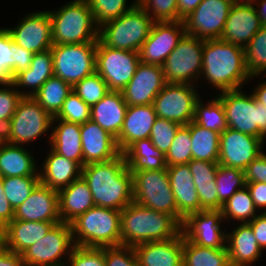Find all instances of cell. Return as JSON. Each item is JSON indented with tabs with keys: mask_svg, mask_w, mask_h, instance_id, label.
Returning <instances> with one entry per match:
<instances>
[{
	"mask_svg": "<svg viewBox=\"0 0 266 266\" xmlns=\"http://www.w3.org/2000/svg\"><path fill=\"white\" fill-rule=\"evenodd\" d=\"M217 94L223 103L227 126L266 143V106L242 88Z\"/></svg>",
	"mask_w": 266,
	"mask_h": 266,
	"instance_id": "obj_6",
	"label": "cell"
},
{
	"mask_svg": "<svg viewBox=\"0 0 266 266\" xmlns=\"http://www.w3.org/2000/svg\"><path fill=\"white\" fill-rule=\"evenodd\" d=\"M191 146L190 129L186 125H181L166 153L167 166L188 164L192 160Z\"/></svg>",
	"mask_w": 266,
	"mask_h": 266,
	"instance_id": "obj_47",
	"label": "cell"
},
{
	"mask_svg": "<svg viewBox=\"0 0 266 266\" xmlns=\"http://www.w3.org/2000/svg\"><path fill=\"white\" fill-rule=\"evenodd\" d=\"M4 142V131L3 129L0 127V145Z\"/></svg>",
	"mask_w": 266,
	"mask_h": 266,
	"instance_id": "obj_65",
	"label": "cell"
},
{
	"mask_svg": "<svg viewBox=\"0 0 266 266\" xmlns=\"http://www.w3.org/2000/svg\"><path fill=\"white\" fill-rule=\"evenodd\" d=\"M13 52V78L20 72L25 71L31 64L34 53L17 45L11 38Z\"/></svg>",
	"mask_w": 266,
	"mask_h": 266,
	"instance_id": "obj_56",
	"label": "cell"
},
{
	"mask_svg": "<svg viewBox=\"0 0 266 266\" xmlns=\"http://www.w3.org/2000/svg\"><path fill=\"white\" fill-rule=\"evenodd\" d=\"M36 157L26 146L0 145V177L39 176Z\"/></svg>",
	"mask_w": 266,
	"mask_h": 266,
	"instance_id": "obj_34",
	"label": "cell"
},
{
	"mask_svg": "<svg viewBox=\"0 0 266 266\" xmlns=\"http://www.w3.org/2000/svg\"><path fill=\"white\" fill-rule=\"evenodd\" d=\"M188 165L194 179L201 210H218V193L215 182L218 162L192 159Z\"/></svg>",
	"mask_w": 266,
	"mask_h": 266,
	"instance_id": "obj_35",
	"label": "cell"
},
{
	"mask_svg": "<svg viewBox=\"0 0 266 266\" xmlns=\"http://www.w3.org/2000/svg\"><path fill=\"white\" fill-rule=\"evenodd\" d=\"M95 206L121 211L133 202L132 173L124 154L112 160L91 163L82 167Z\"/></svg>",
	"mask_w": 266,
	"mask_h": 266,
	"instance_id": "obj_2",
	"label": "cell"
},
{
	"mask_svg": "<svg viewBox=\"0 0 266 266\" xmlns=\"http://www.w3.org/2000/svg\"><path fill=\"white\" fill-rule=\"evenodd\" d=\"M223 222L226 220L221 210H201L183 220L181 232L187 240L200 247L226 248L227 229L222 227Z\"/></svg>",
	"mask_w": 266,
	"mask_h": 266,
	"instance_id": "obj_16",
	"label": "cell"
},
{
	"mask_svg": "<svg viewBox=\"0 0 266 266\" xmlns=\"http://www.w3.org/2000/svg\"><path fill=\"white\" fill-rule=\"evenodd\" d=\"M245 64L250 80L266 76V26H262L244 47Z\"/></svg>",
	"mask_w": 266,
	"mask_h": 266,
	"instance_id": "obj_42",
	"label": "cell"
},
{
	"mask_svg": "<svg viewBox=\"0 0 266 266\" xmlns=\"http://www.w3.org/2000/svg\"><path fill=\"white\" fill-rule=\"evenodd\" d=\"M185 34L183 21L154 22L139 50L140 61L162 66Z\"/></svg>",
	"mask_w": 266,
	"mask_h": 266,
	"instance_id": "obj_19",
	"label": "cell"
},
{
	"mask_svg": "<svg viewBox=\"0 0 266 266\" xmlns=\"http://www.w3.org/2000/svg\"><path fill=\"white\" fill-rule=\"evenodd\" d=\"M121 245L134 247L177 237L181 224L170 214L157 212L136 202L121 210Z\"/></svg>",
	"mask_w": 266,
	"mask_h": 266,
	"instance_id": "obj_3",
	"label": "cell"
},
{
	"mask_svg": "<svg viewBox=\"0 0 266 266\" xmlns=\"http://www.w3.org/2000/svg\"><path fill=\"white\" fill-rule=\"evenodd\" d=\"M14 219L32 222H61L58 191L39 183L30 196L14 210Z\"/></svg>",
	"mask_w": 266,
	"mask_h": 266,
	"instance_id": "obj_21",
	"label": "cell"
},
{
	"mask_svg": "<svg viewBox=\"0 0 266 266\" xmlns=\"http://www.w3.org/2000/svg\"><path fill=\"white\" fill-rule=\"evenodd\" d=\"M203 43L204 40L191 35L182 37L162 65L166 83L197 86L202 71Z\"/></svg>",
	"mask_w": 266,
	"mask_h": 266,
	"instance_id": "obj_10",
	"label": "cell"
},
{
	"mask_svg": "<svg viewBox=\"0 0 266 266\" xmlns=\"http://www.w3.org/2000/svg\"><path fill=\"white\" fill-rule=\"evenodd\" d=\"M52 120L53 117L33 97H22L10 122L3 129L4 141L29 147L31 142L49 133V137L45 138L50 144Z\"/></svg>",
	"mask_w": 266,
	"mask_h": 266,
	"instance_id": "obj_8",
	"label": "cell"
},
{
	"mask_svg": "<svg viewBox=\"0 0 266 266\" xmlns=\"http://www.w3.org/2000/svg\"><path fill=\"white\" fill-rule=\"evenodd\" d=\"M81 124L62 119L52 120L50 147L67 159L83 167Z\"/></svg>",
	"mask_w": 266,
	"mask_h": 266,
	"instance_id": "obj_33",
	"label": "cell"
},
{
	"mask_svg": "<svg viewBox=\"0 0 266 266\" xmlns=\"http://www.w3.org/2000/svg\"><path fill=\"white\" fill-rule=\"evenodd\" d=\"M246 187L249 190L253 199L255 208L260 213L266 212V183L262 182H250L246 183ZM263 209V210H262Z\"/></svg>",
	"mask_w": 266,
	"mask_h": 266,
	"instance_id": "obj_57",
	"label": "cell"
},
{
	"mask_svg": "<svg viewBox=\"0 0 266 266\" xmlns=\"http://www.w3.org/2000/svg\"><path fill=\"white\" fill-rule=\"evenodd\" d=\"M74 91L88 106L92 107L110 92L107 83L95 71L72 86Z\"/></svg>",
	"mask_w": 266,
	"mask_h": 266,
	"instance_id": "obj_46",
	"label": "cell"
},
{
	"mask_svg": "<svg viewBox=\"0 0 266 266\" xmlns=\"http://www.w3.org/2000/svg\"><path fill=\"white\" fill-rule=\"evenodd\" d=\"M12 40L19 46L38 53L51 49L52 22L48 10L23 15L14 27H5Z\"/></svg>",
	"mask_w": 266,
	"mask_h": 266,
	"instance_id": "obj_17",
	"label": "cell"
},
{
	"mask_svg": "<svg viewBox=\"0 0 266 266\" xmlns=\"http://www.w3.org/2000/svg\"><path fill=\"white\" fill-rule=\"evenodd\" d=\"M14 219V209L5 195L0 177V232Z\"/></svg>",
	"mask_w": 266,
	"mask_h": 266,
	"instance_id": "obj_59",
	"label": "cell"
},
{
	"mask_svg": "<svg viewBox=\"0 0 266 266\" xmlns=\"http://www.w3.org/2000/svg\"><path fill=\"white\" fill-rule=\"evenodd\" d=\"M139 52L113 49L99 39L96 47V72L110 91H122L134 76L140 63Z\"/></svg>",
	"mask_w": 266,
	"mask_h": 266,
	"instance_id": "obj_13",
	"label": "cell"
},
{
	"mask_svg": "<svg viewBox=\"0 0 266 266\" xmlns=\"http://www.w3.org/2000/svg\"><path fill=\"white\" fill-rule=\"evenodd\" d=\"M60 222L23 221L13 219L1 232L0 243L17 254L43 238L49 230Z\"/></svg>",
	"mask_w": 266,
	"mask_h": 266,
	"instance_id": "obj_26",
	"label": "cell"
},
{
	"mask_svg": "<svg viewBox=\"0 0 266 266\" xmlns=\"http://www.w3.org/2000/svg\"><path fill=\"white\" fill-rule=\"evenodd\" d=\"M202 0H177V21H183L201 3Z\"/></svg>",
	"mask_w": 266,
	"mask_h": 266,
	"instance_id": "obj_61",
	"label": "cell"
},
{
	"mask_svg": "<svg viewBox=\"0 0 266 266\" xmlns=\"http://www.w3.org/2000/svg\"><path fill=\"white\" fill-rule=\"evenodd\" d=\"M180 126L181 125L179 123L174 121L157 117L153 124L149 138L151 139L153 145L166 155L170 149L176 131Z\"/></svg>",
	"mask_w": 266,
	"mask_h": 266,
	"instance_id": "obj_49",
	"label": "cell"
},
{
	"mask_svg": "<svg viewBox=\"0 0 266 266\" xmlns=\"http://www.w3.org/2000/svg\"><path fill=\"white\" fill-rule=\"evenodd\" d=\"M133 201L177 220L176 200L167 169L132 173Z\"/></svg>",
	"mask_w": 266,
	"mask_h": 266,
	"instance_id": "obj_9",
	"label": "cell"
},
{
	"mask_svg": "<svg viewBox=\"0 0 266 266\" xmlns=\"http://www.w3.org/2000/svg\"><path fill=\"white\" fill-rule=\"evenodd\" d=\"M39 183V176L2 177L5 195L14 210L30 196Z\"/></svg>",
	"mask_w": 266,
	"mask_h": 266,
	"instance_id": "obj_44",
	"label": "cell"
},
{
	"mask_svg": "<svg viewBox=\"0 0 266 266\" xmlns=\"http://www.w3.org/2000/svg\"><path fill=\"white\" fill-rule=\"evenodd\" d=\"M233 4L254 5L258 0H232Z\"/></svg>",
	"mask_w": 266,
	"mask_h": 266,
	"instance_id": "obj_64",
	"label": "cell"
},
{
	"mask_svg": "<svg viewBox=\"0 0 266 266\" xmlns=\"http://www.w3.org/2000/svg\"><path fill=\"white\" fill-rule=\"evenodd\" d=\"M227 229L226 248L229 256L230 266H251L263 257L262 249L259 247L253 230L248 223L238 224Z\"/></svg>",
	"mask_w": 266,
	"mask_h": 266,
	"instance_id": "obj_28",
	"label": "cell"
},
{
	"mask_svg": "<svg viewBox=\"0 0 266 266\" xmlns=\"http://www.w3.org/2000/svg\"><path fill=\"white\" fill-rule=\"evenodd\" d=\"M59 7L48 10L53 45L98 41L99 27L86 0H71Z\"/></svg>",
	"mask_w": 266,
	"mask_h": 266,
	"instance_id": "obj_4",
	"label": "cell"
},
{
	"mask_svg": "<svg viewBox=\"0 0 266 266\" xmlns=\"http://www.w3.org/2000/svg\"><path fill=\"white\" fill-rule=\"evenodd\" d=\"M245 183H266V153L262 152L244 170Z\"/></svg>",
	"mask_w": 266,
	"mask_h": 266,
	"instance_id": "obj_55",
	"label": "cell"
},
{
	"mask_svg": "<svg viewBox=\"0 0 266 266\" xmlns=\"http://www.w3.org/2000/svg\"><path fill=\"white\" fill-rule=\"evenodd\" d=\"M254 7L258 17L260 18L262 26H266V0H258L254 4Z\"/></svg>",
	"mask_w": 266,
	"mask_h": 266,
	"instance_id": "obj_63",
	"label": "cell"
},
{
	"mask_svg": "<svg viewBox=\"0 0 266 266\" xmlns=\"http://www.w3.org/2000/svg\"><path fill=\"white\" fill-rule=\"evenodd\" d=\"M261 27L254 5L233 4L220 39L245 47Z\"/></svg>",
	"mask_w": 266,
	"mask_h": 266,
	"instance_id": "obj_24",
	"label": "cell"
},
{
	"mask_svg": "<svg viewBox=\"0 0 266 266\" xmlns=\"http://www.w3.org/2000/svg\"><path fill=\"white\" fill-rule=\"evenodd\" d=\"M216 95V96H215ZM202 97L196 102L193 121L207 129L221 134L228 128L221 99L215 93L206 103Z\"/></svg>",
	"mask_w": 266,
	"mask_h": 266,
	"instance_id": "obj_40",
	"label": "cell"
},
{
	"mask_svg": "<svg viewBox=\"0 0 266 266\" xmlns=\"http://www.w3.org/2000/svg\"><path fill=\"white\" fill-rule=\"evenodd\" d=\"M97 42L53 45L54 76L73 86L93 74L96 71Z\"/></svg>",
	"mask_w": 266,
	"mask_h": 266,
	"instance_id": "obj_11",
	"label": "cell"
},
{
	"mask_svg": "<svg viewBox=\"0 0 266 266\" xmlns=\"http://www.w3.org/2000/svg\"><path fill=\"white\" fill-rule=\"evenodd\" d=\"M0 266H25L22 255L12 252L0 243Z\"/></svg>",
	"mask_w": 266,
	"mask_h": 266,
	"instance_id": "obj_60",
	"label": "cell"
},
{
	"mask_svg": "<svg viewBox=\"0 0 266 266\" xmlns=\"http://www.w3.org/2000/svg\"><path fill=\"white\" fill-rule=\"evenodd\" d=\"M265 144L261 138L228 127L220 134L218 164L244 171L255 158L264 152Z\"/></svg>",
	"mask_w": 266,
	"mask_h": 266,
	"instance_id": "obj_18",
	"label": "cell"
},
{
	"mask_svg": "<svg viewBox=\"0 0 266 266\" xmlns=\"http://www.w3.org/2000/svg\"><path fill=\"white\" fill-rule=\"evenodd\" d=\"M72 85L59 77H50L34 94L33 98L52 116L55 117L71 93Z\"/></svg>",
	"mask_w": 266,
	"mask_h": 266,
	"instance_id": "obj_39",
	"label": "cell"
},
{
	"mask_svg": "<svg viewBox=\"0 0 266 266\" xmlns=\"http://www.w3.org/2000/svg\"><path fill=\"white\" fill-rule=\"evenodd\" d=\"M191 84L167 83L154 99L157 117L187 125L194 119L195 105L201 95Z\"/></svg>",
	"mask_w": 266,
	"mask_h": 266,
	"instance_id": "obj_14",
	"label": "cell"
},
{
	"mask_svg": "<svg viewBox=\"0 0 266 266\" xmlns=\"http://www.w3.org/2000/svg\"><path fill=\"white\" fill-rule=\"evenodd\" d=\"M166 84L162 66L140 62L121 92L128 106L149 105Z\"/></svg>",
	"mask_w": 266,
	"mask_h": 266,
	"instance_id": "obj_20",
	"label": "cell"
},
{
	"mask_svg": "<svg viewBox=\"0 0 266 266\" xmlns=\"http://www.w3.org/2000/svg\"><path fill=\"white\" fill-rule=\"evenodd\" d=\"M65 266H106L105 247L75 246Z\"/></svg>",
	"mask_w": 266,
	"mask_h": 266,
	"instance_id": "obj_51",
	"label": "cell"
},
{
	"mask_svg": "<svg viewBox=\"0 0 266 266\" xmlns=\"http://www.w3.org/2000/svg\"><path fill=\"white\" fill-rule=\"evenodd\" d=\"M58 193L61 222L70 224L78 216L95 206L88 183L82 176L60 189Z\"/></svg>",
	"mask_w": 266,
	"mask_h": 266,
	"instance_id": "obj_32",
	"label": "cell"
},
{
	"mask_svg": "<svg viewBox=\"0 0 266 266\" xmlns=\"http://www.w3.org/2000/svg\"><path fill=\"white\" fill-rule=\"evenodd\" d=\"M232 0H202L199 6L183 20L186 35L202 40L220 39Z\"/></svg>",
	"mask_w": 266,
	"mask_h": 266,
	"instance_id": "obj_15",
	"label": "cell"
},
{
	"mask_svg": "<svg viewBox=\"0 0 266 266\" xmlns=\"http://www.w3.org/2000/svg\"><path fill=\"white\" fill-rule=\"evenodd\" d=\"M106 266H140L133 247H105Z\"/></svg>",
	"mask_w": 266,
	"mask_h": 266,
	"instance_id": "obj_54",
	"label": "cell"
},
{
	"mask_svg": "<svg viewBox=\"0 0 266 266\" xmlns=\"http://www.w3.org/2000/svg\"><path fill=\"white\" fill-rule=\"evenodd\" d=\"M52 76H54L53 55L49 49L35 53L30 66L18 73L13 78L12 84L23 97H33Z\"/></svg>",
	"mask_w": 266,
	"mask_h": 266,
	"instance_id": "obj_30",
	"label": "cell"
},
{
	"mask_svg": "<svg viewBox=\"0 0 266 266\" xmlns=\"http://www.w3.org/2000/svg\"><path fill=\"white\" fill-rule=\"evenodd\" d=\"M91 118V107L88 106L74 91L66 97L62 108L53 119L83 124Z\"/></svg>",
	"mask_w": 266,
	"mask_h": 266,
	"instance_id": "obj_48",
	"label": "cell"
},
{
	"mask_svg": "<svg viewBox=\"0 0 266 266\" xmlns=\"http://www.w3.org/2000/svg\"><path fill=\"white\" fill-rule=\"evenodd\" d=\"M155 21L138 4L99 27V40L107 47L139 52Z\"/></svg>",
	"mask_w": 266,
	"mask_h": 266,
	"instance_id": "obj_7",
	"label": "cell"
},
{
	"mask_svg": "<svg viewBox=\"0 0 266 266\" xmlns=\"http://www.w3.org/2000/svg\"><path fill=\"white\" fill-rule=\"evenodd\" d=\"M221 211L226 222L234 220L232 228L237 224L249 223L259 213L246 186L229 198ZM235 221L238 223L235 224Z\"/></svg>",
	"mask_w": 266,
	"mask_h": 266,
	"instance_id": "obj_41",
	"label": "cell"
},
{
	"mask_svg": "<svg viewBox=\"0 0 266 266\" xmlns=\"http://www.w3.org/2000/svg\"><path fill=\"white\" fill-rule=\"evenodd\" d=\"M253 234L256 237L257 243L262 251L266 250V212L258 213L254 219L248 223Z\"/></svg>",
	"mask_w": 266,
	"mask_h": 266,
	"instance_id": "obj_58",
	"label": "cell"
},
{
	"mask_svg": "<svg viewBox=\"0 0 266 266\" xmlns=\"http://www.w3.org/2000/svg\"><path fill=\"white\" fill-rule=\"evenodd\" d=\"M186 126L190 129L192 159L218 162L220 134L196 124L193 120Z\"/></svg>",
	"mask_w": 266,
	"mask_h": 266,
	"instance_id": "obj_37",
	"label": "cell"
},
{
	"mask_svg": "<svg viewBox=\"0 0 266 266\" xmlns=\"http://www.w3.org/2000/svg\"><path fill=\"white\" fill-rule=\"evenodd\" d=\"M156 119L153 104L129 105L122 129L116 138L120 152L123 153L136 140L149 138Z\"/></svg>",
	"mask_w": 266,
	"mask_h": 266,
	"instance_id": "obj_25",
	"label": "cell"
},
{
	"mask_svg": "<svg viewBox=\"0 0 266 266\" xmlns=\"http://www.w3.org/2000/svg\"><path fill=\"white\" fill-rule=\"evenodd\" d=\"M155 22L177 21V0H137Z\"/></svg>",
	"mask_w": 266,
	"mask_h": 266,
	"instance_id": "obj_50",
	"label": "cell"
},
{
	"mask_svg": "<svg viewBox=\"0 0 266 266\" xmlns=\"http://www.w3.org/2000/svg\"><path fill=\"white\" fill-rule=\"evenodd\" d=\"M183 266H230L227 248L200 247L183 236Z\"/></svg>",
	"mask_w": 266,
	"mask_h": 266,
	"instance_id": "obj_38",
	"label": "cell"
},
{
	"mask_svg": "<svg viewBox=\"0 0 266 266\" xmlns=\"http://www.w3.org/2000/svg\"><path fill=\"white\" fill-rule=\"evenodd\" d=\"M74 247L70 224L60 222L21 255L25 266H65Z\"/></svg>",
	"mask_w": 266,
	"mask_h": 266,
	"instance_id": "obj_12",
	"label": "cell"
},
{
	"mask_svg": "<svg viewBox=\"0 0 266 266\" xmlns=\"http://www.w3.org/2000/svg\"><path fill=\"white\" fill-rule=\"evenodd\" d=\"M258 79H261V82H259L258 80L257 83L259 84L256 83V86H253L254 88L251 90V93L253 94L257 102H261L266 106V79L265 76H259Z\"/></svg>",
	"mask_w": 266,
	"mask_h": 266,
	"instance_id": "obj_62",
	"label": "cell"
},
{
	"mask_svg": "<svg viewBox=\"0 0 266 266\" xmlns=\"http://www.w3.org/2000/svg\"><path fill=\"white\" fill-rule=\"evenodd\" d=\"M121 211L94 206L71 223L75 246H121Z\"/></svg>",
	"mask_w": 266,
	"mask_h": 266,
	"instance_id": "obj_5",
	"label": "cell"
},
{
	"mask_svg": "<svg viewBox=\"0 0 266 266\" xmlns=\"http://www.w3.org/2000/svg\"><path fill=\"white\" fill-rule=\"evenodd\" d=\"M202 58L199 80H205L206 85L219 90L216 93L244 88L251 81L244 47L221 39L205 40Z\"/></svg>",
	"mask_w": 266,
	"mask_h": 266,
	"instance_id": "obj_1",
	"label": "cell"
},
{
	"mask_svg": "<svg viewBox=\"0 0 266 266\" xmlns=\"http://www.w3.org/2000/svg\"><path fill=\"white\" fill-rule=\"evenodd\" d=\"M22 97L12 83L0 85V127L2 129L10 122Z\"/></svg>",
	"mask_w": 266,
	"mask_h": 266,
	"instance_id": "obj_53",
	"label": "cell"
},
{
	"mask_svg": "<svg viewBox=\"0 0 266 266\" xmlns=\"http://www.w3.org/2000/svg\"><path fill=\"white\" fill-rule=\"evenodd\" d=\"M127 107L121 91H110L91 107L90 119L117 138L123 126Z\"/></svg>",
	"mask_w": 266,
	"mask_h": 266,
	"instance_id": "obj_31",
	"label": "cell"
},
{
	"mask_svg": "<svg viewBox=\"0 0 266 266\" xmlns=\"http://www.w3.org/2000/svg\"><path fill=\"white\" fill-rule=\"evenodd\" d=\"M123 154L131 173L167 169L166 155L153 145L150 138L136 140Z\"/></svg>",
	"mask_w": 266,
	"mask_h": 266,
	"instance_id": "obj_36",
	"label": "cell"
},
{
	"mask_svg": "<svg viewBox=\"0 0 266 266\" xmlns=\"http://www.w3.org/2000/svg\"><path fill=\"white\" fill-rule=\"evenodd\" d=\"M11 36L4 27H0V85H9L13 81V52Z\"/></svg>",
	"mask_w": 266,
	"mask_h": 266,
	"instance_id": "obj_52",
	"label": "cell"
},
{
	"mask_svg": "<svg viewBox=\"0 0 266 266\" xmlns=\"http://www.w3.org/2000/svg\"><path fill=\"white\" fill-rule=\"evenodd\" d=\"M93 13L98 27L130 11L137 5L134 0L128 5L129 0H86Z\"/></svg>",
	"mask_w": 266,
	"mask_h": 266,
	"instance_id": "obj_45",
	"label": "cell"
},
{
	"mask_svg": "<svg viewBox=\"0 0 266 266\" xmlns=\"http://www.w3.org/2000/svg\"><path fill=\"white\" fill-rule=\"evenodd\" d=\"M140 266H183L182 232L170 240L133 247Z\"/></svg>",
	"mask_w": 266,
	"mask_h": 266,
	"instance_id": "obj_29",
	"label": "cell"
},
{
	"mask_svg": "<svg viewBox=\"0 0 266 266\" xmlns=\"http://www.w3.org/2000/svg\"><path fill=\"white\" fill-rule=\"evenodd\" d=\"M46 152L38 168L40 183L59 191L81 177L82 167L77 162L56 153L50 146Z\"/></svg>",
	"mask_w": 266,
	"mask_h": 266,
	"instance_id": "obj_27",
	"label": "cell"
},
{
	"mask_svg": "<svg viewBox=\"0 0 266 266\" xmlns=\"http://www.w3.org/2000/svg\"><path fill=\"white\" fill-rule=\"evenodd\" d=\"M167 171L176 200L177 221L182 225L188 215L201 211L200 200L188 164L167 166Z\"/></svg>",
	"mask_w": 266,
	"mask_h": 266,
	"instance_id": "obj_23",
	"label": "cell"
},
{
	"mask_svg": "<svg viewBox=\"0 0 266 266\" xmlns=\"http://www.w3.org/2000/svg\"><path fill=\"white\" fill-rule=\"evenodd\" d=\"M215 182L218 193V210H221L226 201L238 190L246 186L243 170L220 164L217 167Z\"/></svg>",
	"mask_w": 266,
	"mask_h": 266,
	"instance_id": "obj_43",
	"label": "cell"
},
{
	"mask_svg": "<svg viewBox=\"0 0 266 266\" xmlns=\"http://www.w3.org/2000/svg\"><path fill=\"white\" fill-rule=\"evenodd\" d=\"M83 166L106 162L121 154L116 138L91 119L80 127Z\"/></svg>",
	"mask_w": 266,
	"mask_h": 266,
	"instance_id": "obj_22",
	"label": "cell"
}]
</instances>
